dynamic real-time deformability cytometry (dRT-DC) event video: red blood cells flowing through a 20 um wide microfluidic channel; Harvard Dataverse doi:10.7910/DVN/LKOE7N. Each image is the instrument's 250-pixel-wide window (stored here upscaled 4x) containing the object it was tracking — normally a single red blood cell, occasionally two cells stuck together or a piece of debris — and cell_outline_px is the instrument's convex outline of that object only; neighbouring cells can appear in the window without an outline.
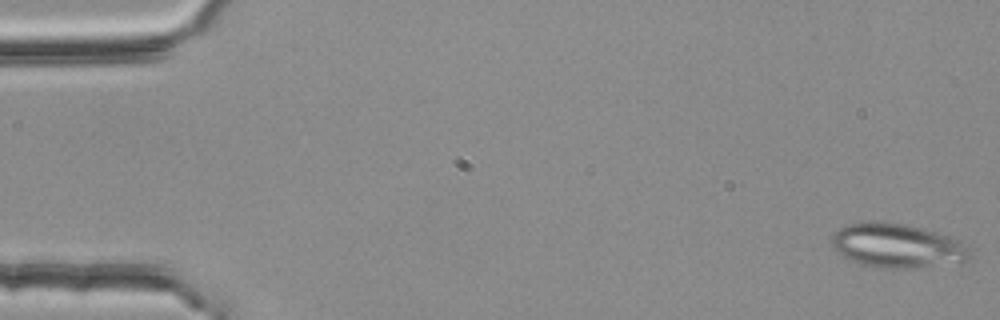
{"species": "common noctule bat (a hibernating species)", "species_latin": "Nyctalus noctula", "temperature_condition": "room temperature", "stored_images_in_passage": 53, "segment_of_instrument_passage": [1, 2], "camera_frame_rate_fps": 3000, "um_per_image_px": 0.085, "animal": {"sex": "female", "body_mass_g": 25.1}, "frame": {"image": 1, "passage_image": 1, "time_ms": 0.0, "image_size_px": [1000, 320], "cell_outline_px": [[972, 256], [964, 264], [904, 268], [884, 268], [860, 264], [836, 252], [832, 244], [832, 236], [840, 228], [848, 224], [860, 220], [876, 220], [904, 224], [936, 232], [960, 240], [968, 244], [972, 248]], "centroid_in_image_um": [76.34, 20.88], "position_along_channel_um": 8.7, "area_um2": 36.3}}